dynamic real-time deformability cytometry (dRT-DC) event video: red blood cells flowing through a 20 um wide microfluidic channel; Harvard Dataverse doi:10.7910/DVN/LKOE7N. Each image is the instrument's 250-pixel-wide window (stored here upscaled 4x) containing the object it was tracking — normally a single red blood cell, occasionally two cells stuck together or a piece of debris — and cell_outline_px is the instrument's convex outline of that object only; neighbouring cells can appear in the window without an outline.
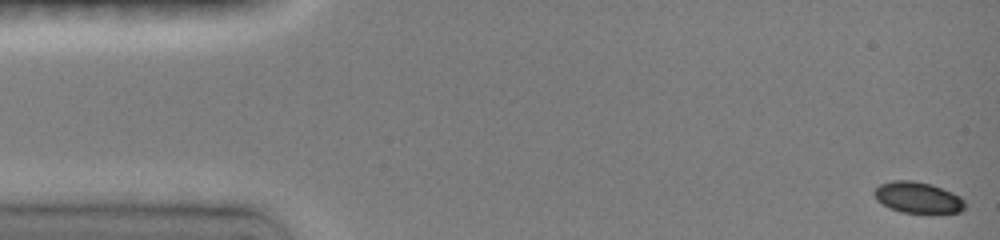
{"species": "common noctule bat (a hibernating species)", "species_latin": "Nyctalus noctula", "temperature_condition": "room temperature", "stored_images_in_passage": 48, "camera_frame_rate_fps": 3000, "um_per_image_px": 0.085, "animal": {"sex": "female", "body_mass_g": 19.0, "forearm_length_mm": 51.5}, "frame": {"image": 1, "passage_image": 1, "time_ms": 0.0, "image_size_px": [1000, 240], "cell_outline_px": [[964, 208], [960, 212], [900, 212], [876, 200], [872, 192], [880, 184], [892, 180], [912, 180], [932, 184], [952, 192], [960, 196], [964, 200]], "centroid_in_image_um": [77.99, 16.76], "position_along_channel_um": 7.0, "area_um2": 16.3}}
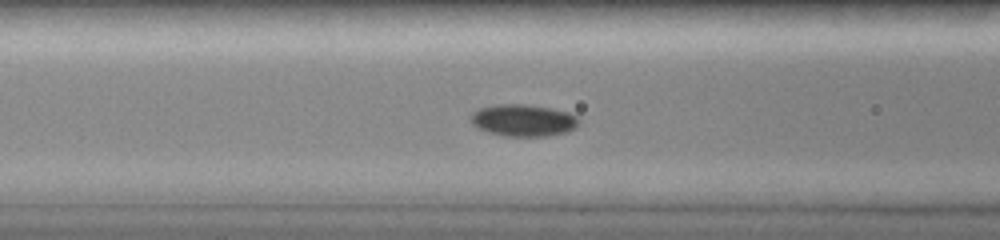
{"frame": {"image": 2, "passage_image": 19, "time_ms": 6.0, "image_size_px": [1000, 240], "cell_outline_px": [[580, 124], [576, 128], [568, 132], [548, 136], [504, 136], [488, 132], [476, 128], [472, 124], [472, 112], [480, 108], [500, 104], [524, 104], [552, 108], [568, 112], [576, 116], [580, 120]], "centroid_in_image_um": [44.52, 10.24], "position_along_channel_um": 122.1, "area_um2": 20.29}}
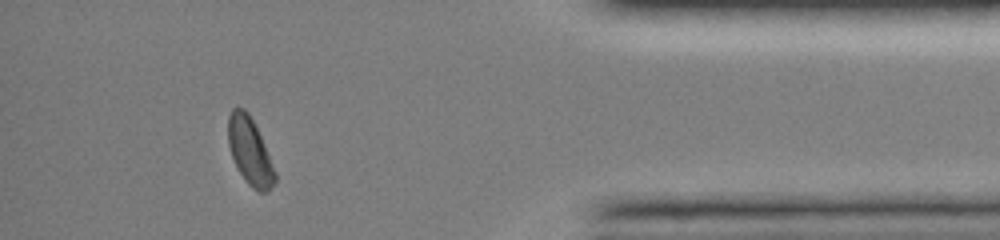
{"frame": {"image": 3, "passage_image": 43, "time_ms": 14.0, "image_size_px": [1000, 240], "cell_outline_px": [[276, 180], [268, 192], [260, 192], [252, 188], [248, 184], [240, 172], [232, 156], [228, 144], [228, 116], [232, 108], [244, 108], [248, 112], [264, 144], [276, 172]], "centroid_in_image_um": [21.24, 12.86], "position_along_channel_um": 414.0, "area_um2": 18.03}, "authors_computed_cell_mechanics": {"area_um2": 18.496, "velocity_mm_per_s": 4.0035, "shape_relaxation_time_tau1_ms": 3.2943, "shape_relaxation_time_tau2_ms": null, "deformation_change_tau1": 0.0761, "deformation_change_tau2": null}}